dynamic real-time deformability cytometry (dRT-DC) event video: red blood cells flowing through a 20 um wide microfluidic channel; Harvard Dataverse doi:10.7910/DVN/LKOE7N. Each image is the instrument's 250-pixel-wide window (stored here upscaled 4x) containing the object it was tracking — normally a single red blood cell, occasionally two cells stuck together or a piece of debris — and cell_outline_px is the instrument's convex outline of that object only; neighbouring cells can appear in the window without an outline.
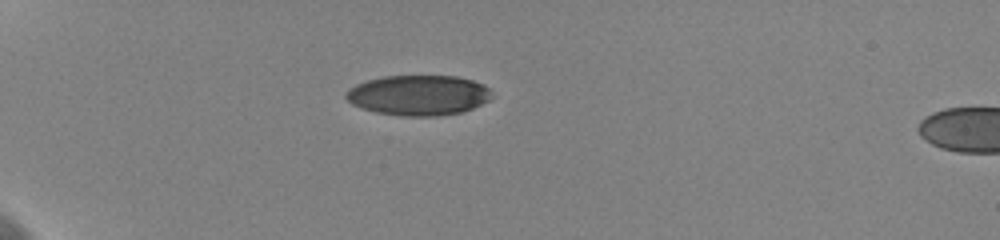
{"species": "human", "species_latin": "Homo sapiens", "temperature_condition": "cold", "stored_images_in_passage": 41, "camera_frame_rate_fps": 3000, "um_per_image_px": 0.085, "donor": {"sex": "female"}, "frame": {"image": 1, "passage_image": 1, "time_ms": 0.0, "image_size_px": [1000, 240], "cell_outline_px": [[492, 96], [488, 100], [472, 108], [460, 112], [436, 116], [400, 116], [376, 112], [352, 104], [344, 96], [348, 88], [356, 84], [368, 80], [384, 76], [456, 76], [472, 80], [484, 84], [492, 92]], "centroid_in_image_um": [35.56, 8.09], "position_along_channel_um": 49.4, "area_um2": 34.1}}
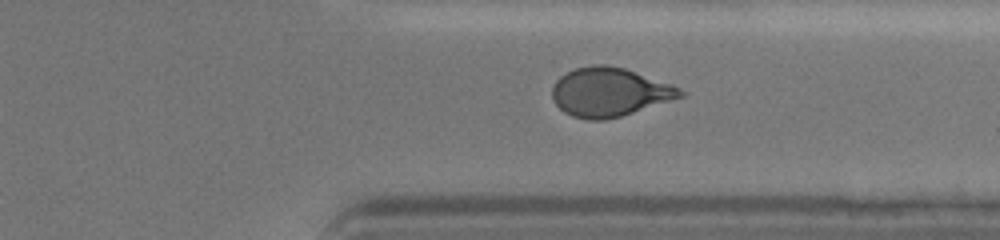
{"frame": {"image": 2, "passage_image": 30, "time_ms": 9.667, "image_size_px": [1000, 240], "cell_outline_px": [[688, 92], [684, 96], [620, 116], [604, 120], [588, 120], [572, 116], [564, 112], [552, 100], [552, 88], [556, 80], [560, 76], [576, 68], [596, 64], [604, 64], [624, 68], [672, 84]], "centroid_in_image_um": [51.81, 7.83], "position_along_channel_um": 359.6, "area_um2": 36.36}}
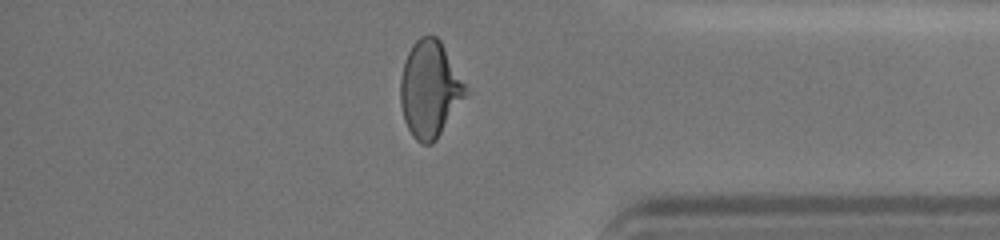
{"frame": {"image": 3, "passage_image": 34, "time_ms": 11.0, "image_size_px": [1000, 240], "cell_outline_px": [[472, 92], [436, 140], [432, 144], [424, 144], [416, 140], [412, 136], [404, 120], [400, 104], [400, 80], [404, 64], [408, 52], [412, 44], [420, 36], [436, 36], [440, 40]], "centroid_in_image_um": [36.59, 7.6], "position_along_channel_um": 398.6, "area_um2": 37.45}, "authors_computed_cell_mechanics": {"area_um2": 36.703, "velocity_mm_per_s": 3.6282, "shape_relaxation_time_tau1_ms": 5.4445, "shape_relaxation_time_tau2_ms": 1.4258, "deformation_change_tau1": 0.1732, "deformation_change_tau2": 0.0681}}